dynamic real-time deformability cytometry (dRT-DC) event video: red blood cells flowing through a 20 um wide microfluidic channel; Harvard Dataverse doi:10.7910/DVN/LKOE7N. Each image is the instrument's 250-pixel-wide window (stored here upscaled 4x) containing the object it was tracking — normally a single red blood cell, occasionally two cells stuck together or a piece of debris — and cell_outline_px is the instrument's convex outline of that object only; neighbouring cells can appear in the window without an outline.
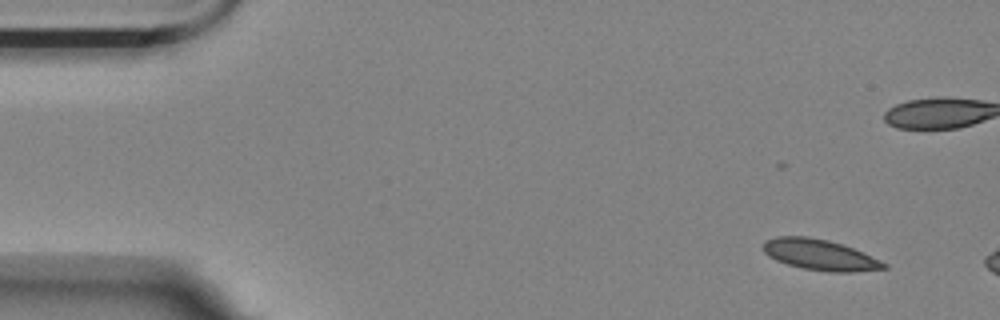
{"species": "Egyptian fruit bat (a non-hibernating species)", "species_latin": "Rousettus aegyptiacus", "temperature_condition": "room temperature", "stored_images_in_passage": 2, "camera_frame_rate_fps": 3000, "um_per_image_px": 0.085, "animal": {"sex": "female"}, "frame": {"image": 1, "passage_image": 2, "time_ms": 0.333, "image_size_px": [1000, 320], "cell_outline_px": [[888, 268], [856, 272], [828, 272], [804, 268], [788, 264], [776, 260], [768, 256], [764, 252], [764, 240], [776, 236], [808, 236], [828, 240], [852, 248], [880, 260], [888, 264]], "centroid_in_image_um": [69.68, 21.66], "position_along_channel_um": 15.3, "area_um2": 21.56}}